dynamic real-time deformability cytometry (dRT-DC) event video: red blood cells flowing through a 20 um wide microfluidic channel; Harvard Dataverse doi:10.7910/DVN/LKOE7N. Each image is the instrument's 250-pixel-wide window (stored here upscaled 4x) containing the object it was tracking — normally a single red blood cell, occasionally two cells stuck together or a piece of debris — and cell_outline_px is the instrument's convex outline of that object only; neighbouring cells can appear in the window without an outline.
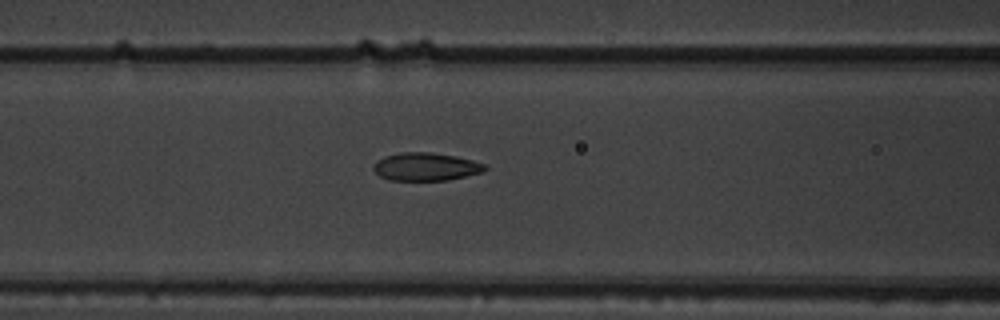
{"species": "common noctule bat (a hibernating species)", "species_latin": "Nyctalus noctula", "temperature_condition": "warm", "stored_images_in_passage": 8, "camera_frame_rate_fps": 3000, "um_per_image_px": 0.085, "animal": {"sex": "male", "body_mass_g": 19.5, "forearm_length_mm": 54.6}, "frame": {"image": 1, "passage_image": 8, "time_ms": 2.333, "image_size_px": [1000, 320], "cell_outline_px": [[488, 168], [484, 172], [448, 180], [388, 180], [380, 176], [372, 168], [376, 160], [384, 156], [400, 152], [428, 152], [456, 156], [472, 160], [484, 164]], "centroid_in_image_um": [36.19, 14.17], "position_along_channel_um": 130.4, "area_um2": 18.26}}